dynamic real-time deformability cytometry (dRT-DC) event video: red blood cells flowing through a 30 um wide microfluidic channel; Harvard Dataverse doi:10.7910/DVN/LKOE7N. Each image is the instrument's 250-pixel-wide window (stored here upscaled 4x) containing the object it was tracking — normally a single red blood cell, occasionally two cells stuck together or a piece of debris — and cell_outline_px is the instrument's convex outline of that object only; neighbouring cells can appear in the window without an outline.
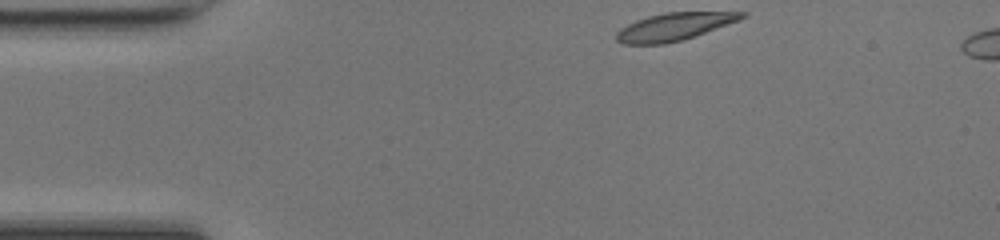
{"species": "common noctule bat (a hibernating species)", "species_latin": "Nyctalus noctula", "temperature_condition": "room temperature", "stored_images_in_passage": 40, "camera_frame_rate_fps": 3000, "um_per_image_px": 0.085, "animal": {"sex": "female", "body_mass_g": 17.0, "forearm_length_mm": 48.0}, "frame": {"image": 1, "passage_image": 1, "time_ms": 0.0, "image_size_px": [1000, 240], "cell_outline_px": [[748, 16], [740, 20], [680, 40], [664, 44], [624, 44], [616, 40], [616, 32], [620, 28], [636, 20], [648, 16], [664, 12], [748, 12]], "centroid_in_image_um": [57.29, 2.25], "position_along_channel_um": 27.7, "area_um2": 19.94}}
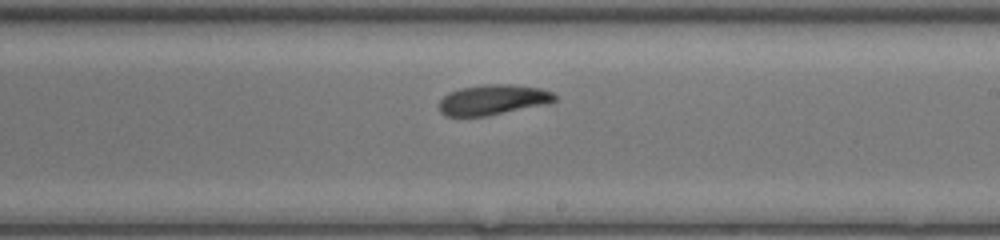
{"frame": {"image": 2, "passage_image": 21, "time_ms": 6.667, "image_size_px": [1000, 240], "cell_outline_px": [[556, 100], [544, 104], [488, 116], [444, 116], [440, 112], [440, 100], [448, 92], [460, 88], [484, 84], [512, 84], [540, 88], [552, 92], [556, 96]], "centroid_in_image_um": [41.87, 8.47], "position_along_channel_um": 247.1, "area_um2": 20.35}}
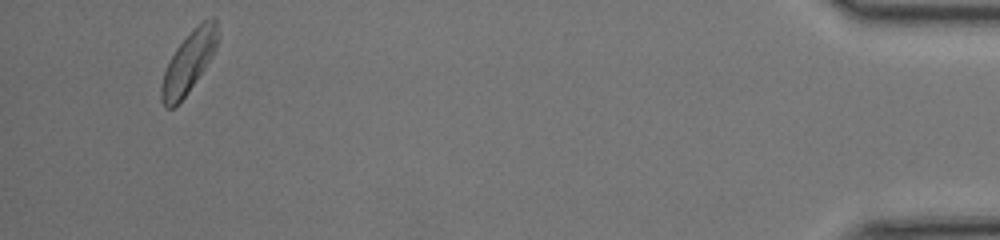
{"frame": {"image": 3, "passage_image": 39, "time_ms": 12.667, "image_size_px": [1000, 240], "cell_outline_px": [[216, 48], [212, 56], [188, 92], [172, 108], [164, 108], [160, 100], [160, 88], [164, 72], [176, 48], [204, 20], [212, 16], [216, 20]], "centroid_in_image_um": [16.0, 5.35], "position_along_channel_um": 419.2, "area_um2": 19.19}}